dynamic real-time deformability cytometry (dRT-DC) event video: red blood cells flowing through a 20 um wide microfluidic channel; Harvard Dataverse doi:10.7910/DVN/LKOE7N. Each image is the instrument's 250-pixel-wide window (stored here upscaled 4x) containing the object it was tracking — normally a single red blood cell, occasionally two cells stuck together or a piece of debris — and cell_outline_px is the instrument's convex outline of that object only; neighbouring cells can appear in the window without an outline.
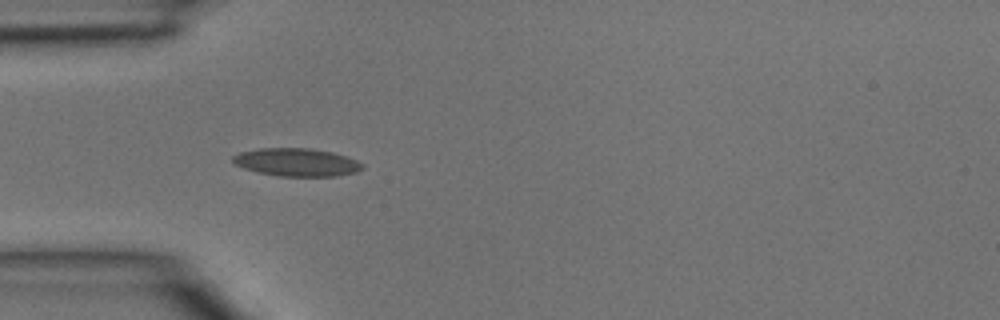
{"species": "common noctule bat (a hibernating species)", "species_latin": "Nyctalus noctula", "temperature_condition": "room temperature", "stored_images_in_passage": 4, "camera_frame_rate_fps": 3000, "um_per_image_px": 0.085, "animal": {"sex": "male", "body_mass_g": 15.6}, "frame": {"image": 1, "passage_image": 3, "time_ms": 0.667, "image_size_px": [1000, 320], "cell_outline_px": [[364, 168], [356, 172], [336, 176], [280, 176], [260, 172], [244, 168], [236, 164], [232, 160], [232, 156], [240, 152], [260, 148], [312, 148], [332, 152], [356, 160], [364, 164]], "centroid_in_image_um": [25.23, 13.78], "position_along_channel_um": 59.8, "area_um2": 20.98}}